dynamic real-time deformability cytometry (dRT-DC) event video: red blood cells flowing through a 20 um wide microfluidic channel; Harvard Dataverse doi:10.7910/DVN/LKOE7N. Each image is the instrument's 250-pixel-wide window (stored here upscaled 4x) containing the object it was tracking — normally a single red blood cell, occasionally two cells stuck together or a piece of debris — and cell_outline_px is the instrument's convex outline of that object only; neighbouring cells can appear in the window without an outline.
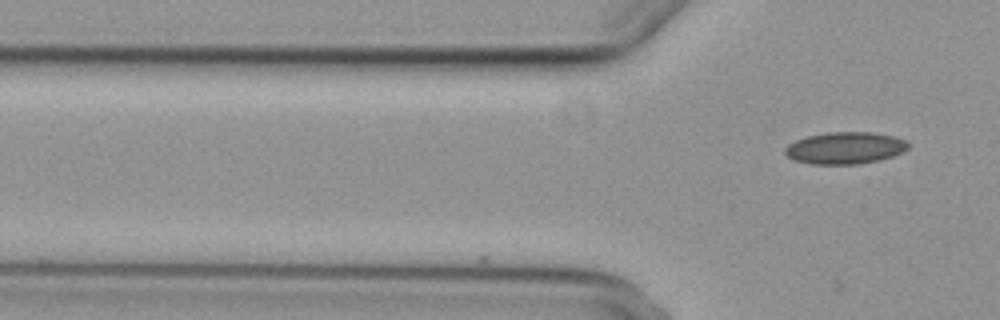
{"species": "common noctule bat (a hibernating species)", "species_latin": "Nyctalus noctula", "temperature_condition": "cold", "stored_images_in_passage": 2, "camera_frame_rate_fps": 3000, "um_per_image_px": 0.085, "animal": {"sex": "female", "body_mass_g": 29.2, "forearm_length_mm": 56.3}, "frame": {"image": 1, "passage_image": 2, "time_ms": 1.0, "image_size_px": [1000, 320], "cell_outline_px": [[908, 148], [892, 156], [876, 160], [856, 164], [812, 164], [792, 160], [784, 152], [784, 148], [788, 144], [796, 140], [808, 136], [828, 132], [872, 132], [892, 136], [904, 140], [908, 144]], "centroid_in_image_um": [71.77, 12.57], "position_along_channel_um": 54.0, "area_um2": 22.66}}